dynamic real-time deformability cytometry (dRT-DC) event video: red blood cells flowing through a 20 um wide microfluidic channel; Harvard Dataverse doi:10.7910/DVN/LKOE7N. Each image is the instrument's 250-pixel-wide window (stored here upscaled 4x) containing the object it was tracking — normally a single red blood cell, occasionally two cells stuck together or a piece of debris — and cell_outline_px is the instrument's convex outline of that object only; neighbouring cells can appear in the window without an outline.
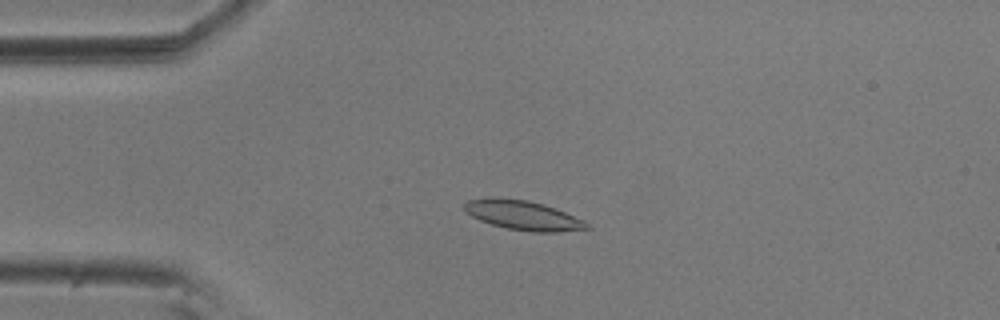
{"species": "common noctule bat (a hibernating species)", "species_latin": "Nyctalus noctula", "temperature_condition": "room temperature", "stored_images_in_passage": 22, "camera_frame_rate_fps": 3000, "um_per_image_px": 0.085, "animal": {"sex": "male", "body_mass_g": 20.5, "forearm_length_mm": 52.5}, "frame": {"image": 1, "passage_image": 12, "time_ms": 3.667, "image_size_px": [1000, 320], "cell_outline_px": [[592, 228], [556, 232], [532, 232], [508, 228], [492, 224], [480, 220], [472, 216], [464, 208], [464, 204], [468, 200], [528, 200], [544, 204], [556, 208], [584, 220]], "centroid_in_image_um": [44.57, 18.34], "position_along_channel_um": 40.4, "area_um2": 20.17}}
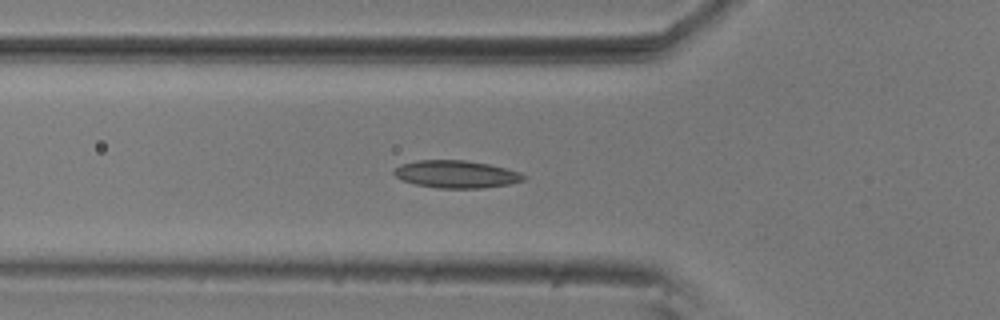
{"frame": {"image": 2, "passage_image": 18, "time_ms": 5.667, "image_size_px": [1000, 320], "cell_outline_px": [[528, 176], [524, 180], [508, 184], [480, 188], [436, 188], [416, 184], [404, 180], [396, 176], [392, 172], [392, 168], [400, 164], [416, 160], [464, 160], [488, 164], [520, 172]], "centroid_in_image_um": [38.75, 14.8], "position_along_channel_um": 87.1, "area_um2": 20.75}}
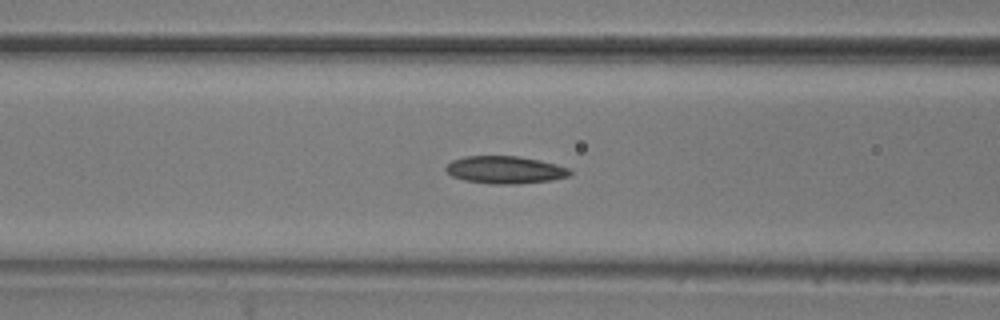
{"frame": {"image": 3, "passage_image": 21, "time_ms": 6.667, "image_size_px": [1000, 320], "cell_outline_px": [[572, 176], [552, 180], [516, 184], [492, 184], [464, 180], [452, 176], [444, 168], [452, 160], [464, 156], [516, 156], [540, 160], [556, 164], [568, 168], [572, 172]], "centroid_in_image_um": [42.95, 14.44], "position_along_channel_um": 123.7, "area_um2": 19.94}}